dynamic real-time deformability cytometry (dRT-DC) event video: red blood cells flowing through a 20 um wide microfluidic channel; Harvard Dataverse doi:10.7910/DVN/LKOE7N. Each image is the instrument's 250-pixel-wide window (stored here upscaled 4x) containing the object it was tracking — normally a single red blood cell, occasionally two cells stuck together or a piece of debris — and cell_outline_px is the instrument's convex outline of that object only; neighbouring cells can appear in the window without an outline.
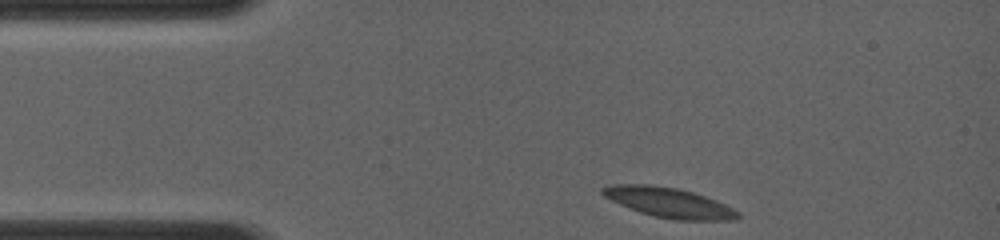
{"species": "common noctule bat (a hibernating species)", "species_latin": "Nyctalus noctula", "temperature_condition": "room temperature", "stored_images_in_passage": 9, "camera_frame_rate_fps": 4000, "um_per_image_px": 0.085, "animal": {"sex": "female", "body_mass_g": 19.0, "forearm_length_mm": 56.7}, "frame": {"image": 1, "passage_image": 1, "time_ms": 0.0, "image_size_px": [1000, 240], "cell_outline_px": [[740, 216], [736, 220], [676, 220], [656, 216], [640, 212], [620, 204], [604, 196], [600, 192], [600, 188], [612, 184], [648, 184], [676, 188], [692, 192], [716, 200], [740, 212]], "centroid_in_image_um": [56.86, 17.21], "position_along_channel_um": 28.1, "area_um2": 23.41}}
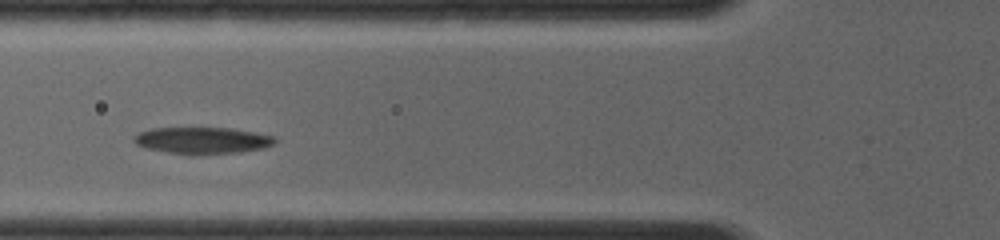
{"frame": {"image": 2, "passage_image": 8, "time_ms": 3.0, "image_size_px": [1000, 240], "cell_outline_px": [[276, 144], [264, 148], [240, 152], [196, 156], [192, 156], [168, 152], [148, 148], [136, 144], [132, 140], [132, 136], [140, 132], [152, 128], [232, 128], [256, 132], [276, 136]], "centroid_in_image_um": [17.24, 11.95], "position_along_channel_um": 108.6, "area_um2": 22.37}}
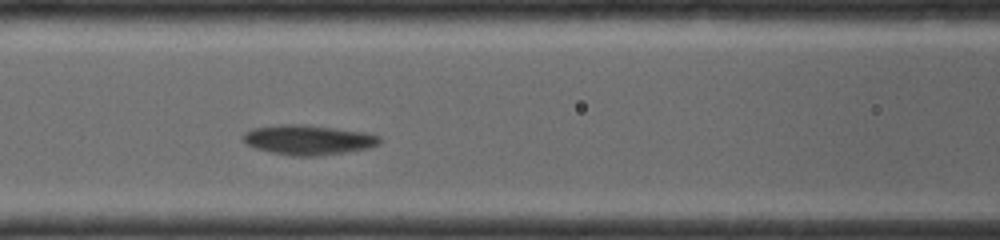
{"frame": {"image": 3, "passage_image": 9, "time_ms": 3.75, "image_size_px": [1000, 240], "cell_outline_px": [[380, 144], [372, 148], [316, 156], [292, 156], [272, 152], [256, 148], [244, 144], [240, 136], [244, 132], [252, 128], [284, 124], [300, 124], [336, 128], [364, 132], [380, 136]], "centroid_in_image_um": [26.17, 11.89], "position_along_channel_um": 140.4, "area_um2": 23.87}}